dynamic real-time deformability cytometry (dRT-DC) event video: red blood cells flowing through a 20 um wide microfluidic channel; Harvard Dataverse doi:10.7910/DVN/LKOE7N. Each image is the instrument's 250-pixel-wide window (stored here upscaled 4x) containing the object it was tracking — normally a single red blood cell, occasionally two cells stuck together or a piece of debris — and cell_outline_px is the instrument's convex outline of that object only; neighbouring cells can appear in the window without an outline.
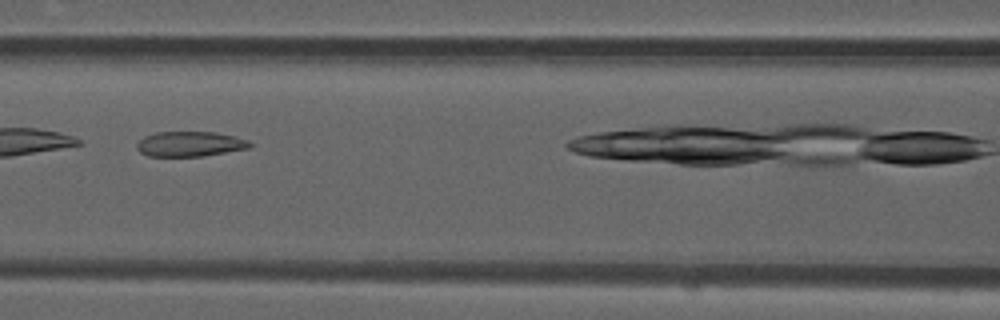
{"species": "common noctule bat (a hibernating species)", "species_latin": "Nyctalus noctula", "temperature_condition": "room temperature", "stored_images_in_passage": 26, "camera_frame_rate_fps": 3000, "um_per_image_px": 0.085, "animal": {"sex": "male", "forearm_length_mm": 52.5}, "frame": {"image": 1, "passage_image": 8, "time_ms": 2.333, "image_size_px": [1000, 320], "cell_outline_px": [[252, 144], [248, 148], [204, 156], [148, 156], [140, 152], [136, 148], [136, 144], [144, 136], [156, 132], [216, 132], [236, 136], [248, 140]], "centroid_in_image_um": [16.13, 12.23], "position_along_channel_um": 150.5, "area_um2": 16.53}}